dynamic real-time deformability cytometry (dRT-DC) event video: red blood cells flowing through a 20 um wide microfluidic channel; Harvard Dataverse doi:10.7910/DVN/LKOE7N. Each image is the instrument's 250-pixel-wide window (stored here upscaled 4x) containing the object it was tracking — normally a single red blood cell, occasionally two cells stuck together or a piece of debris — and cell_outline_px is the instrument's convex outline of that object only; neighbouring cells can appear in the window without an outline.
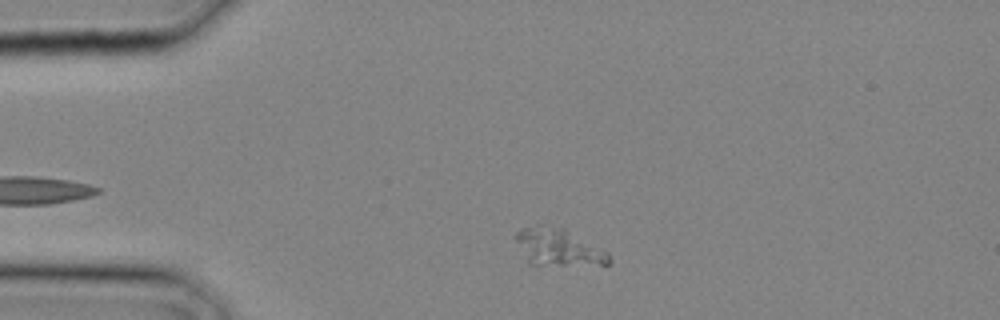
{"species": "common noctule bat (a hibernating species)", "species_latin": "Nyctalus noctula", "temperature_condition": "cold", "stored_images_in_passage": 4, "camera_frame_rate_fps": 3000, "um_per_image_px": 0.085, "animal": {"sex": "male", "body_mass_g": 20.4}, "frame": {"image": 1, "passage_image": 3, "time_ms": 0.667, "image_size_px": [1000, 320], "cell_outline_px": [[612, 260], [608, 264], [528, 264], [516, 240], [516, 232], [524, 228], [536, 224], [540, 224], [564, 228], [608, 252]], "centroid_in_image_um": [47.45, 20.99], "position_along_channel_um": 37.6, "area_um2": 19.77}}